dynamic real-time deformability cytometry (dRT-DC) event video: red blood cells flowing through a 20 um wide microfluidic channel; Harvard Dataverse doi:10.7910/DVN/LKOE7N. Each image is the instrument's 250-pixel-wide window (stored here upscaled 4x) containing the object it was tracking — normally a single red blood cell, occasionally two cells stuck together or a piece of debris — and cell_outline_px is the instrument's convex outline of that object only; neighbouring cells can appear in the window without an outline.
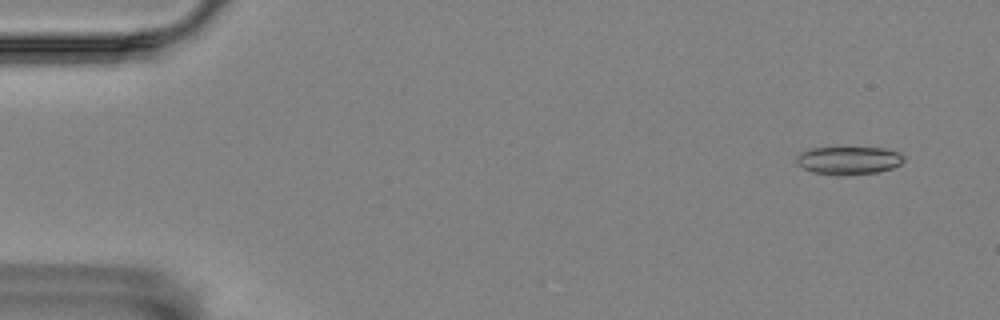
{"species": "Egyptian fruit bat (a non-hibernating species)", "species_latin": "Rousettus aegyptiacus", "temperature_condition": "room temperature", "stored_images_in_passage": 52, "camera_frame_rate_fps": 3000, "um_per_image_px": 0.085, "animal": {"sex": "female"}, "frame": {"image": 1, "passage_image": 1, "time_ms": 0.0, "image_size_px": [1000, 320], "cell_outline_px": [[904, 160], [900, 164], [892, 168], [876, 172], [840, 176], [836, 176], [812, 172], [796, 164], [796, 156], [800, 152], [808, 148], [884, 148], [900, 152], [904, 156]], "centroid_in_image_um": [72.11, 13.64], "position_along_channel_um": 12.9, "area_um2": 17.69}}
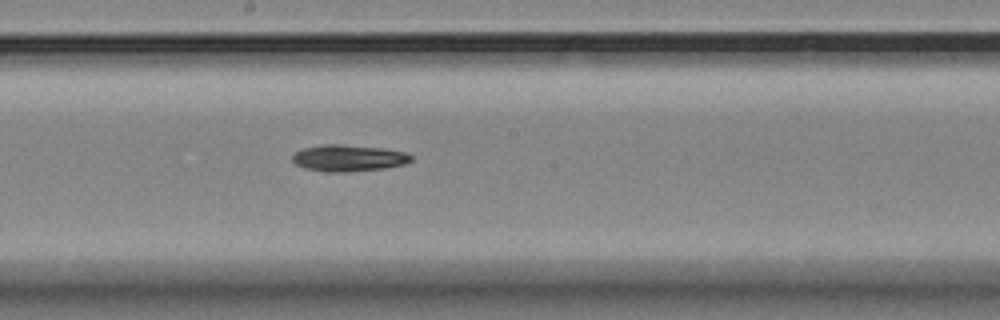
{"frame": {"image": 2, "passage_image": 28, "time_ms": 9.0, "image_size_px": [1000, 320], "cell_outline_px": [[412, 160], [404, 164], [384, 168], [344, 172], [324, 172], [304, 168], [296, 164], [292, 160], [292, 156], [296, 152], [304, 148], [324, 144], [340, 144], [384, 148], [404, 152], [412, 156]], "centroid_in_image_um": [29.61, 13.43], "position_along_channel_um": 218.6, "area_um2": 18.32}}
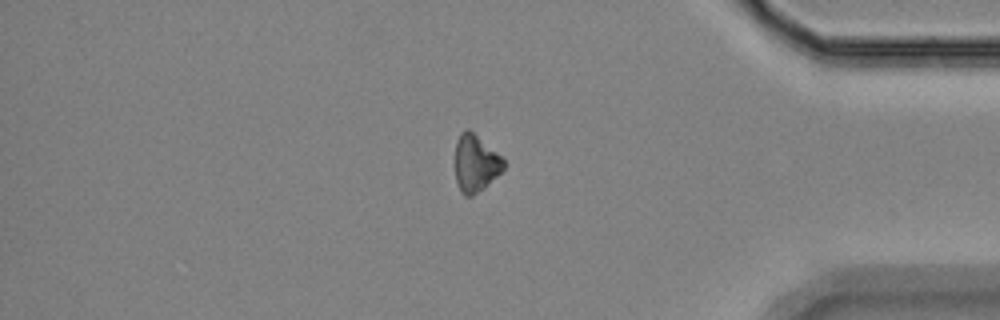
{"frame": {"image": 3, "passage_image": 45, "time_ms": 14.667, "image_size_px": [1000, 320], "cell_outline_px": [[504, 168], [484, 188], [472, 196], [464, 196], [460, 192], [456, 180], [456, 140], [460, 132], [468, 128], [500, 156], [504, 160]], "centroid_in_image_um": [40.39, 13.9], "position_along_channel_um": 394.8, "area_um2": 15.84}, "authors_computed_cell_mechanics": {"area_um2": 17.5134, "velocity_mm_per_s": 3.5516, "shape_relaxation_time_tau1_ms": 8.875, "shape_relaxation_time_tau2_ms": null, "deformation_change_tau1": 0.1574, "deformation_change_tau2": null}}